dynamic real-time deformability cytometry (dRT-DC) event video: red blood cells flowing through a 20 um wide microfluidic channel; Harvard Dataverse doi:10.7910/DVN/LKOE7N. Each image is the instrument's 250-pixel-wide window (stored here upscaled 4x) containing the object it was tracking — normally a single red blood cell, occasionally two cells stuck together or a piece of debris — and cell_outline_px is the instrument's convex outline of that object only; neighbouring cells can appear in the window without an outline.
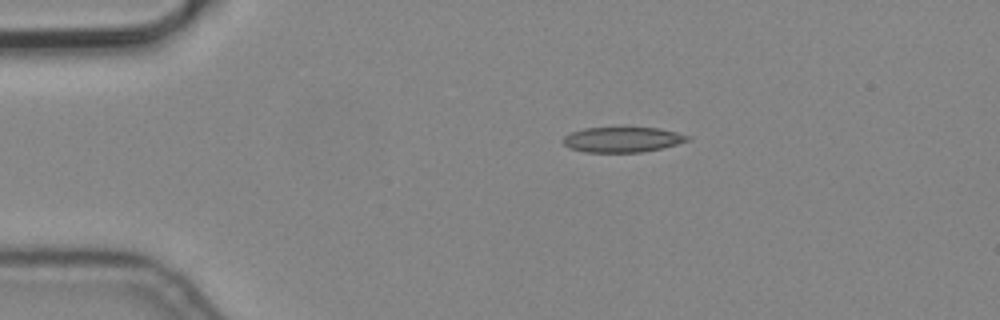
{"species": "common noctule bat (a hibernating species)", "species_latin": "Nyctalus noctula", "temperature_condition": "cold", "stored_images_in_passage": 3, "camera_frame_rate_fps": 3000, "um_per_image_px": 0.085, "animal": {"sex": "male", "body_mass_g": 19.2, "forearm_length_mm": 51.8}, "frame": {"image": 1, "passage_image": 1, "time_ms": 0.0, "image_size_px": [1000, 320], "cell_outline_px": [[692, 140], [660, 148], [640, 152], [584, 152], [568, 148], [564, 144], [564, 136], [572, 132], [584, 128], [660, 128], [692, 136]], "centroid_in_image_um": [52.93, 11.86], "position_along_channel_um": 32.1, "area_um2": 18.21}}
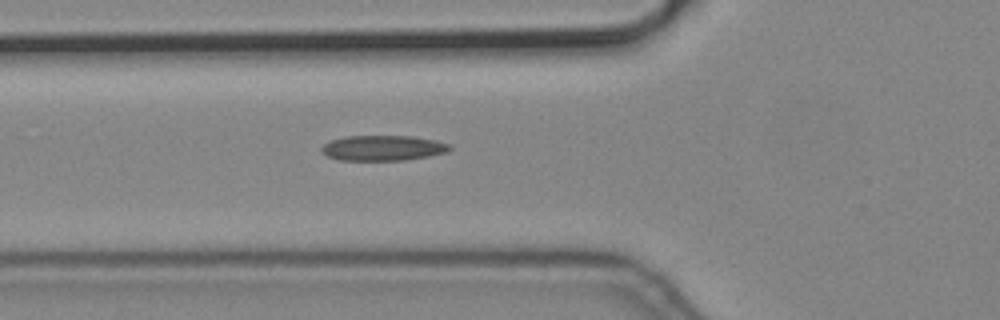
{"frame": {"image": 2, "passage_image": 3, "time_ms": 0.667, "image_size_px": [1000, 320], "cell_outline_px": [[452, 148], [448, 152], [428, 156], [404, 160], [340, 160], [328, 156], [320, 152], [320, 148], [324, 144], [332, 140], [344, 136], [412, 136], [436, 140], [452, 144]], "centroid_in_image_um": [32.57, 12.57], "position_along_channel_um": 93.2, "area_um2": 19.02}}